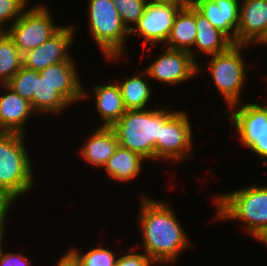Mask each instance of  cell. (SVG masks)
I'll return each mask as SVG.
<instances>
[{
	"label": "cell",
	"instance_id": "obj_4",
	"mask_svg": "<svg viewBox=\"0 0 267 266\" xmlns=\"http://www.w3.org/2000/svg\"><path fill=\"white\" fill-rule=\"evenodd\" d=\"M25 137V134L0 132V192L13 204L35 187V169Z\"/></svg>",
	"mask_w": 267,
	"mask_h": 266
},
{
	"label": "cell",
	"instance_id": "obj_35",
	"mask_svg": "<svg viewBox=\"0 0 267 266\" xmlns=\"http://www.w3.org/2000/svg\"><path fill=\"white\" fill-rule=\"evenodd\" d=\"M258 241L267 246V232L263 236H261Z\"/></svg>",
	"mask_w": 267,
	"mask_h": 266
},
{
	"label": "cell",
	"instance_id": "obj_30",
	"mask_svg": "<svg viewBox=\"0 0 267 266\" xmlns=\"http://www.w3.org/2000/svg\"><path fill=\"white\" fill-rule=\"evenodd\" d=\"M31 260L22 253L5 252L2 247L0 251V266H32Z\"/></svg>",
	"mask_w": 267,
	"mask_h": 266
},
{
	"label": "cell",
	"instance_id": "obj_5",
	"mask_svg": "<svg viewBox=\"0 0 267 266\" xmlns=\"http://www.w3.org/2000/svg\"><path fill=\"white\" fill-rule=\"evenodd\" d=\"M89 32L105 60L115 62L125 56L130 32L112 0H88ZM124 54V55H123Z\"/></svg>",
	"mask_w": 267,
	"mask_h": 266
},
{
	"label": "cell",
	"instance_id": "obj_9",
	"mask_svg": "<svg viewBox=\"0 0 267 266\" xmlns=\"http://www.w3.org/2000/svg\"><path fill=\"white\" fill-rule=\"evenodd\" d=\"M189 115L178 110L162 127L158 139V160L181 163L193 158V130ZM192 152V153H191Z\"/></svg>",
	"mask_w": 267,
	"mask_h": 266
},
{
	"label": "cell",
	"instance_id": "obj_26",
	"mask_svg": "<svg viewBox=\"0 0 267 266\" xmlns=\"http://www.w3.org/2000/svg\"><path fill=\"white\" fill-rule=\"evenodd\" d=\"M40 72L24 66L6 83L14 92L31 102L33 107V92L36 86V78Z\"/></svg>",
	"mask_w": 267,
	"mask_h": 266
},
{
	"label": "cell",
	"instance_id": "obj_32",
	"mask_svg": "<svg viewBox=\"0 0 267 266\" xmlns=\"http://www.w3.org/2000/svg\"><path fill=\"white\" fill-rule=\"evenodd\" d=\"M11 206L14 204L0 192V218H4L10 210H13Z\"/></svg>",
	"mask_w": 267,
	"mask_h": 266
},
{
	"label": "cell",
	"instance_id": "obj_15",
	"mask_svg": "<svg viewBox=\"0 0 267 266\" xmlns=\"http://www.w3.org/2000/svg\"><path fill=\"white\" fill-rule=\"evenodd\" d=\"M192 5L236 44L240 0H192Z\"/></svg>",
	"mask_w": 267,
	"mask_h": 266
},
{
	"label": "cell",
	"instance_id": "obj_3",
	"mask_svg": "<svg viewBox=\"0 0 267 266\" xmlns=\"http://www.w3.org/2000/svg\"><path fill=\"white\" fill-rule=\"evenodd\" d=\"M215 220L242 222L244 231L258 240L267 232V186L249 185L215 195ZM245 222V223H244Z\"/></svg>",
	"mask_w": 267,
	"mask_h": 266
},
{
	"label": "cell",
	"instance_id": "obj_1",
	"mask_svg": "<svg viewBox=\"0 0 267 266\" xmlns=\"http://www.w3.org/2000/svg\"><path fill=\"white\" fill-rule=\"evenodd\" d=\"M142 196L138 211L142 250L156 266L174 264L193 244L167 201Z\"/></svg>",
	"mask_w": 267,
	"mask_h": 266
},
{
	"label": "cell",
	"instance_id": "obj_28",
	"mask_svg": "<svg viewBox=\"0 0 267 266\" xmlns=\"http://www.w3.org/2000/svg\"><path fill=\"white\" fill-rule=\"evenodd\" d=\"M28 2V0H0V31H5L4 26L12 25L29 8Z\"/></svg>",
	"mask_w": 267,
	"mask_h": 266
},
{
	"label": "cell",
	"instance_id": "obj_10",
	"mask_svg": "<svg viewBox=\"0 0 267 266\" xmlns=\"http://www.w3.org/2000/svg\"><path fill=\"white\" fill-rule=\"evenodd\" d=\"M163 47L165 50L144 69L151 80L177 86L201 72V65L189 52Z\"/></svg>",
	"mask_w": 267,
	"mask_h": 266
},
{
	"label": "cell",
	"instance_id": "obj_19",
	"mask_svg": "<svg viewBox=\"0 0 267 266\" xmlns=\"http://www.w3.org/2000/svg\"><path fill=\"white\" fill-rule=\"evenodd\" d=\"M196 29L197 33L194 47L189 52L196 62L198 61L196 56L200 52L207 56H211L226 51L232 44H234L223 32L214 27L197 9Z\"/></svg>",
	"mask_w": 267,
	"mask_h": 266
},
{
	"label": "cell",
	"instance_id": "obj_17",
	"mask_svg": "<svg viewBox=\"0 0 267 266\" xmlns=\"http://www.w3.org/2000/svg\"><path fill=\"white\" fill-rule=\"evenodd\" d=\"M113 82L94 84L91 86L90 93L83 87V100L91 97L90 94L93 92L97 115L99 114L102 120L101 125L98 126L111 127L126 112L120 87L115 80Z\"/></svg>",
	"mask_w": 267,
	"mask_h": 266
},
{
	"label": "cell",
	"instance_id": "obj_25",
	"mask_svg": "<svg viewBox=\"0 0 267 266\" xmlns=\"http://www.w3.org/2000/svg\"><path fill=\"white\" fill-rule=\"evenodd\" d=\"M78 250L72 247L64 253L73 266H115L118 259L116 252L106 247L94 246L84 253Z\"/></svg>",
	"mask_w": 267,
	"mask_h": 266
},
{
	"label": "cell",
	"instance_id": "obj_22",
	"mask_svg": "<svg viewBox=\"0 0 267 266\" xmlns=\"http://www.w3.org/2000/svg\"><path fill=\"white\" fill-rule=\"evenodd\" d=\"M146 78V79H145ZM148 74L143 69L141 73L135 72L123 82L120 79L115 80L120 87L123 104L126 110H145L152 99L151 84L148 82Z\"/></svg>",
	"mask_w": 267,
	"mask_h": 266
},
{
	"label": "cell",
	"instance_id": "obj_11",
	"mask_svg": "<svg viewBox=\"0 0 267 266\" xmlns=\"http://www.w3.org/2000/svg\"><path fill=\"white\" fill-rule=\"evenodd\" d=\"M75 28L76 26L72 25V23L68 24V26L64 25L41 46L24 53L23 66L31 70L40 71L60 62H77L74 61L69 51L71 46L74 45Z\"/></svg>",
	"mask_w": 267,
	"mask_h": 266
},
{
	"label": "cell",
	"instance_id": "obj_16",
	"mask_svg": "<svg viewBox=\"0 0 267 266\" xmlns=\"http://www.w3.org/2000/svg\"><path fill=\"white\" fill-rule=\"evenodd\" d=\"M75 64L76 62H60L39 71L70 105L83 101L84 85Z\"/></svg>",
	"mask_w": 267,
	"mask_h": 266
},
{
	"label": "cell",
	"instance_id": "obj_24",
	"mask_svg": "<svg viewBox=\"0 0 267 266\" xmlns=\"http://www.w3.org/2000/svg\"><path fill=\"white\" fill-rule=\"evenodd\" d=\"M23 66V54L5 31H0V84H6Z\"/></svg>",
	"mask_w": 267,
	"mask_h": 266
},
{
	"label": "cell",
	"instance_id": "obj_8",
	"mask_svg": "<svg viewBox=\"0 0 267 266\" xmlns=\"http://www.w3.org/2000/svg\"><path fill=\"white\" fill-rule=\"evenodd\" d=\"M52 17L53 13L48 6L41 3L30 6L5 32L24 54L41 46L62 28L56 26L57 22Z\"/></svg>",
	"mask_w": 267,
	"mask_h": 266
},
{
	"label": "cell",
	"instance_id": "obj_20",
	"mask_svg": "<svg viewBox=\"0 0 267 266\" xmlns=\"http://www.w3.org/2000/svg\"><path fill=\"white\" fill-rule=\"evenodd\" d=\"M196 33V8L191 4L177 12L172 29L163 46L190 52L195 43Z\"/></svg>",
	"mask_w": 267,
	"mask_h": 266
},
{
	"label": "cell",
	"instance_id": "obj_33",
	"mask_svg": "<svg viewBox=\"0 0 267 266\" xmlns=\"http://www.w3.org/2000/svg\"><path fill=\"white\" fill-rule=\"evenodd\" d=\"M7 216H9V215H6L4 218H0V251H1V249H2V247H3V243H2V241L4 240L3 239V237L5 236L4 234H5V225H6V221H7Z\"/></svg>",
	"mask_w": 267,
	"mask_h": 266
},
{
	"label": "cell",
	"instance_id": "obj_21",
	"mask_svg": "<svg viewBox=\"0 0 267 266\" xmlns=\"http://www.w3.org/2000/svg\"><path fill=\"white\" fill-rule=\"evenodd\" d=\"M144 160L138 153L118 146L102 170L109 175L110 180L126 183L140 176Z\"/></svg>",
	"mask_w": 267,
	"mask_h": 266
},
{
	"label": "cell",
	"instance_id": "obj_34",
	"mask_svg": "<svg viewBox=\"0 0 267 266\" xmlns=\"http://www.w3.org/2000/svg\"><path fill=\"white\" fill-rule=\"evenodd\" d=\"M54 266H73L72 263L63 255L59 260L56 261Z\"/></svg>",
	"mask_w": 267,
	"mask_h": 266
},
{
	"label": "cell",
	"instance_id": "obj_23",
	"mask_svg": "<svg viewBox=\"0 0 267 266\" xmlns=\"http://www.w3.org/2000/svg\"><path fill=\"white\" fill-rule=\"evenodd\" d=\"M70 104L54 89L41 74L36 78L33 92V109L36 114H62Z\"/></svg>",
	"mask_w": 267,
	"mask_h": 266
},
{
	"label": "cell",
	"instance_id": "obj_31",
	"mask_svg": "<svg viewBox=\"0 0 267 266\" xmlns=\"http://www.w3.org/2000/svg\"><path fill=\"white\" fill-rule=\"evenodd\" d=\"M155 4L173 5L179 9L187 8L192 4V0H148Z\"/></svg>",
	"mask_w": 267,
	"mask_h": 266
},
{
	"label": "cell",
	"instance_id": "obj_18",
	"mask_svg": "<svg viewBox=\"0 0 267 266\" xmlns=\"http://www.w3.org/2000/svg\"><path fill=\"white\" fill-rule=\"evenodd\" d=\"M85 139V143L79 148L80 157L101 170L119 146L114 130L111 127L98 126Z\"/></svg>",
	"mask_w": 267,
	"mask_h": 266
},
{
	"label": "cell",
	"instance_id": "obj_14",
	"mask_svg": "<svg viewBox=\"0 0 267 266\" xmlns=\"http://www.w3.org/2000/svg\"><path fill=\"white\" fill-rule=\"evenodd\" d=\"M0 86L6 92L0 95V132L27 135L25 126L29 117L36 113L31 102L22 98L6 84Z\"/></svg>",
	"mask_w": 267,
	"mask_h": 266
},
{
	"label": "cell",
	"instance_id": "obj_6",
	"mask_svg": "<svg viewBox=\"0 0 267 266\" xmlns=\"http://www.w3.org/2000/svg\"><path fill=\"white\" fill-rule=\"evenodd\" d=\"M248 45L232 44L226 51L211 55L207 71L228 108L241 103L242 88L246 84L247 62L242 51Z\"/></svg>",
	"mask_w": 267,
	"mask_h": 266
},
{
	"label": "cell",
	"instance_id": "obj_13",
	"mask_svg": "<svg viewBox=\"0 0 267 266\" xmlns=\"http://www.w3.org/2000/svg\"><path fill=\"white\" fill-rule=\"evenodd\" d=\"M236 44L267 45V0H240Z\"/></svg>",
	"mask_w": 267,
	"mask_h": 266
},
{
	"label": "cell",
	"instance_id": "obj_2",
	"mask_svg": "<svg viewBox=\"0 0 267 266\" xmlns=\"http://www.w3.org/2000/svg\"><path fill=\"white\" fill-rule=\"evenodd\" d=\"M172 108L126 110L111 128L119 146L138 153L144 159L158 161L161 127L177 112Z\"/></svg>",
	"mask_w": 267,
	"mask_h": 266
},
{
	"label": "cell",
	"instance_id": "obj_27",
	"mask_svg": "<svg viewBox=\"0 0 267 266\" xmlns=\"http://www.w3.org/2000/svg\"><path fill=\"white\" fill-rule=\"evenodd\" d=\"M124 26L129 32L134 29L145 10L148 0H112ZM133 25V26H132Z\"/></svg>",
	"mask_w": 267,
	"mask_h": 266
},
{
	"label": "cell",
	"instance_id": "obj_7",
	"mask_svg": "<svg viewBox=\"0 0 267 266\" xmlns=\"http://www.w3.org/2000/svg\"><path fill=\"white\" fill-rule=\"evenodd\" d=\"M228 109L232 128H236L240 143L264 160L263 165L267 167V105L244 102Z\"/></svg>",
	"mask_w": 267,
	"mask_h": 266
},
{
	"label": "cell",
	"instance_id": "obj_12",
	"mask_svg": "<svg viewBox=\"0 0 267 266\" xmlns=\"http://www.w3.org/2000/svg\"><path fill=\"white\" fill-rule=\"evenodd\" d=\"M180 9L173 5L155 4L148 2L142 17L132 29L130 35L136 34L143 39L142 45L147 50L157 46L158 43L165 44L177 12ZM151 45V46H150Z\"/></svg>",
	"mask_w": 267,
	"mask_h": 266
},
{
	"label": "cell",
	"instance_id": "obj_29",
	"mask_svg": "<svg viewBox=\"0 0 267 266\" xmlns=\"http://www.w3.org/2000/svg\"><path fill=\"white\" fill-rule=\"evenodd\" d=\"M152 264L155 263L145 252L129 251V253L122 254L121 257L118 256L115 266H152Z\"/></svg>",
	"mask_w": 267,
	"mask_h": 266
}]
</instances>
